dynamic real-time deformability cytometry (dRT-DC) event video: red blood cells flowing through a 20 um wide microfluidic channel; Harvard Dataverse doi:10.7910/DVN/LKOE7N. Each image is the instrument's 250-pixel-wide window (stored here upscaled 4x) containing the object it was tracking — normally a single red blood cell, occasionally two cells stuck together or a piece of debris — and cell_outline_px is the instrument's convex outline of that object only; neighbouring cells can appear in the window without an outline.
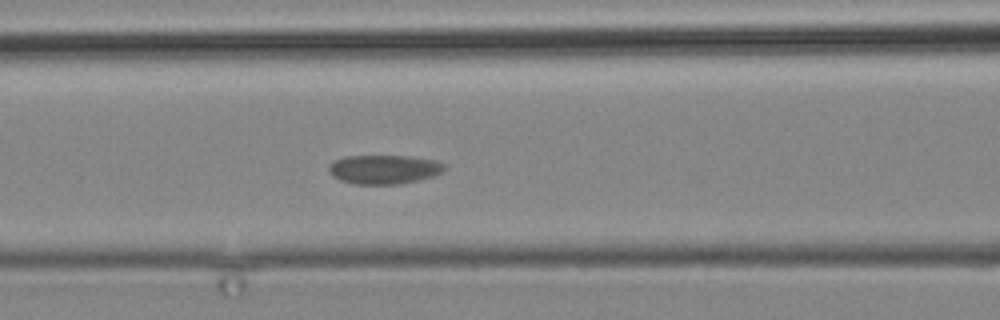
{"species": "common noctule bat (a hibernating species)", "species_latin": "Nyctalus noctula", "temperature_condition": "cold", "stored_images_in_passage": 3, "camera_frame_rate_fps": 3000, "um_per_image_px": 0.085, "animal": {"sex": "male", "body_mass_g": 19.2, "forearm_length_mm": 51.8}, "frame": {"image": 1, "passage_image": 3, "time_ms": 2.0, "image_size_px": [1000, 320], "cell_outline_px": [[444, 168], [440, 172], [432, 176], [400, 184], [356, 184], [340, 180], [332, 176], [328, 172], [328, 164], [332, 160], [344, 156], [408, 156], [436, 160], [444, 164]], "centroid_in_image_um": [32.56, 14.39], "position_along_channel_um": 134.0, "area_um2": 19.59}}